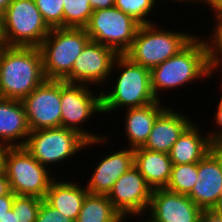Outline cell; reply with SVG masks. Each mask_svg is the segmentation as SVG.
I'll return each instance as SVG.
<instances>
[{
    "label": "cell",
    "instance_id": "obj_1",
    "mask_svg": "<svg viewBox=\"0 0 222 222\" xmlns=\"http://www.w3.org/2000/svg\"><path fill=\"white\" fill-rule=\"evenodd\" d=\"M211 77L208 42L197 34L176 55L150 70L151 89L157 100H162L158 96L162 90L171 91Z\"/></svg>",
    "mask_w": 222,
    "mask_h": 222
},
{
    "label": "cell",
    "instance_id": "obj_2",
    "mask_svg": "<svg viewBox=\"0 0 222 222\" xmlns=\"http://www.w3.org/2000/svg\"><path fill=\"white\" fill-rule=\"evenodd\" d=\"M45 80L40 48L1 46V98L22 101Z\"/></svg>",
    "mask_w": 222,
    "mask_h": 222
},
{
    "label": "cell",
    "instance_id": "obj_3",
    "mask_svg": "<svg viewBox=\"0 0 222 222\" xmlns=\"http://www.w3.org/2000/svg\"><path fill=\"white\" fill-rule=\"evenodd\" d=\"M117 70L115 83L108 90H101L102 116L119 108H140L156 101L151 89L150 70L134 63L125 55H118L112 71ZM122 70V71H121ZM121 72V73H119Z\"/></svg>",
    "mask_w": 222,
    "mask_h": 222
},
{
    "label": "cell",
    "instance_id": "obj_4",
    "mask_svg": "<svg viewBox=\"0 0 222 222\" xmlns=\"http://www.w3.org/2000/svg\"><path fill=\"white\" fill-rule=\"evenodd\" d=\"M107 137L88 141L74 129L58 127L31 131L24 147L43 166L52 168L81 150L107 142ZM89 146V147H87Z\"/></svg>",
    "mask_w": 222,
    "mask_h": 222
},
{
    "label": "cell",
    "instance_id": "obj_5",
    "mask_svg": "<svg viewBox=\"0 0 222 222\" xmlns=\"http://www.w3.org/2000/svg\"><path fill=\"white\" fill-rule=\"evenodd\" d=\"M196 34L173 32L156 23L140 25L128 51L124 54L134 63L151 70L182 50Z\"/></svg>",
    "mask_w": 222,
    "mask_h": 222
},
{
    "label": "cell",
    "instance_id": "obj_6",
    "mask_svg": "<svg viewBox=\"0 0 222 222\" xmlns=\"http://www.w3.org/2000/svg\"><path fill=\"white\" fill-rule=\"evenodd\" d=\"M1 168L5 171L15 195L44 199L50 183L56 178L51 175L55 174L52 168L41 165L25 147L3 148Z\"/></svg>",
    "mask_w": 222,
    "mask_h": 222
},
{
    "label": "cell",
    "instance_id": "obj_7",
    "mask_svg": "<svg viewBox=\"0 0 222 222\" xmlns=\"http://www.w3.org/2000/svg\"><path fill=\"white\" fill-rule=\"evenodd\" d=\"M90 40L85 28H51L39 47L46 79L64 80Z\"/></svg>",
    "mask_w": 222,
    "mask_h": 222
},
{
    "label": "cell",
    "instance_id": "obj_8",
    "mask_svg": "<svg viewBox=\"0 0 222 222\" xmlns=\"http://www.w3.org/2000/svg\"><path fill=\"white\" fill-rule=\"evenodd\" d=\"M2 18L4 46L39 48L51 30L34 0H12Z\"/></svg>",
    "mask_w": 222,
    "mask_h": 222
},
{
    "label": "cell",
    "instance_id": "obj_9",
    "mask_svg": "<svg viewBox=\"0 0 222 222\" xmlns=\"http://www.w3.org/2000/svg\"><path fill=\"white\" fill-rule=\"evenodd\" d=\"M140 25L132 16L114 6L93 10L85 30L92 41L113 49L118 55H124Z\"/></svg>",
    "mask_w": 222,
    "mask_h": 222
},
{
    "label": "cell",
    "instance_id": "obj_10",
    "mask_svg": "<svg viewBox=\"0 0 222 222\" xmlns=\"http://www.w3.org/2000/svg\"><path fill=\"white\" fill-rule=\"evenodd\" d=\"M98 113L102 114L100 91L96 95L88 85L61 80V127L76 130L88 141L97 140L103 136L81 126H85L83 123L92 119L93 114L98 116Z\"/></svg>",
    "mask_w": 222,
    "mask_h": 222
},
{
    "label": "cell",
    "instance_id": "obj_11",
    "mask_svg": "<svg viewBox=\"0 0 222 222\" xmlns=\"http://www.w3.org/2000/svg\"><path fill=\"white\" fill-rule=\"evenodd\" d=\"M22 103L31 131L61 127V80L46 79Z\"/></svg>",
    "mask_w": 222,
    "mask_h": 222
},
{
    "label": "cell",
    "instance_id": "obj_12",
    "mask_svg": "<svg viewBox=\"0 0 222 222\" xmlns=\"http://www.w3.org/2000/svg\"><path fill=\"white\" fill-rule=\"evenodd\" d=\"M118 54L111 48L90 40L74 61L71 73L63 80L67 83L97 86L112 83L113 64Z\"/></svg>",
    "mask_w": 222,
    "mask_h": 222
},
{
    "label": "cell",
    "instance_id": "obj_13",
    "mask_svg": "<svg viewBox=\"0 0 222 222\" xmlns=\"http://www.w3.org/2000/svg\"><path fill=\"white\" fill-rule=\"evenodd\" d=\"M152 189L135 166L122 174L107 195L113 207L124 217L147 213Z\"/></svg>",
    "mask_w": 222,
    "mask_h": 222
},
{
    "label": "cell",
    "instance_id": "obj_14",
    "mask_svg": "<svg viewBox=\"0 0 222 222\" xmlns=\"http://www.w3.org/2000/svg\"><path fill=\"white\" fill-rule=\"evenodd\" d=\"M222 192V147H214L198 162L197 181L187 195L203 212H211Z\"/></svg>",
    "mask_w": 222,
    "mask_h": 222
},
{
    "label": "cell",
    "instance_id": "obj_15",
    "mask_svg": "<svg viewBox=\"0 0 222 222\" xmlns=\"http://www.w3.org/2000/svg\"><path fill=\"white\" fill-rule=\"evenodd\" d=\"M146 215L156 222H200L203 211L187 196L167 189L152 190Z\"/></svg>",
    "mask_w": 222,
    "mask_h": 222
},
{
    "label": "cell",
    "instance_id": "obj_16",
    "mask_svg": "<svg viewBox=\"0 0 222 222\" xmlns=\"http://www.w3.org/2000/svg\"><path fill=\"white\" fill-rule=\"evenodd\" d=\"M106 154L96 164L91 178L84 185L90 194L108 195L116 180L134 166V149L121 148Z\"/></svg>",
    "mask_w": 222,
    "mask_h": 222
},
{
    "label": "cell",
    "instance_id": "obj_17",
    "mask_svg": "<svg viewBox=\"0 0 222 222\" xmlns=\"http://www.w3.org/2000/svg\"><path fill=\"white\" fill-rule=\"evenodd\" d=\"M30 132L22 101L0 97V145L24 147Z\"/></svg>",
    "mask_w": 222,
    "mask_h": 222
},
{
    "label": "cell",
    "instance_id": "obj_18",
    "mask_svg": "<svg viewBox=\"0 0 222 222\" xmlns=\"http://www.w3.org/2000/svg\"><path fill=\"white\" fill-rule=\"evenodd\" d=\"M184 114L168 107L157 117L143 148L169 154L173 144L193 122Z\"/></svg>",
    "mask_w": 222,
    "mask_h": 222
},
{
    "label": "cell",
    "instance_id": "obj_19",
    "mask_svg": "<svg viewBox=\"0 0 222 222\" xmlns=\"http://www.w3.org/2000/svg\"><path fill=\"white\" fill-rule=\"evenodd\" d=\"M162 103L158 100L144 107L126 109L123 116L127 147L136 149L145 145L157 117L167 108Z\"/></svg>",
    "mask_w": 222,
    "mask_h": 222
},
{
    "label": "cell",
    "instance_id": "obj_20",
    "mask_svg": "<svg viewBox=\"0 0 222 222\" xmlns=\"http://www.w3.org/2000/svg\"><path fill=\"white\" fill-rule=\"evenodd\" d=\"M198 126L193 121L173 144L169 152L172 164L198 163L214 148L209 135L201 134V127Z\"/></svg>",
    "mask_w": 222,
    "mask_h": 222
},
{
    "label": "cell",
    "instance_id": "obj_21",
    "mask_svg": "<svg viewBox=\"0 0 222 222\" xmlns=\"http://www.w3.org/2000/svg\"><path fill=\"white\" fill-rule=\"evenodd\" d=\"M134 166L152 190L166 188L172 168L169 154L143 147L136 148L134 149Z\"/></svg>",
    "mask_w": 222,
    "mask_h": 222
},
{
    "label": "cell",
    "instance_id": "obj_22",
    "mask_svg": "<svg viewBox=\"0 0 222 222\" xmlns=\"http://www.w3.org/2000/svg\"><path fill=\"white\" fill-rule=\"evenodd\" d=\"M55 178L49 186L44 200L53 208L62 212L74 222L79 215L83 201L89 193L81 184ZM60 181V182H59ZM84 187V188H83Z\"/></svg>",
    "mask_w": 222,
    "mask_h": 222
},
{
    "label": "cell",
    "instance_id": "obj_23",
    "mask_svg": "<svg viewBox=\"0 0 222 222\" xmlns=\"http://www.w3.org/2000/svg\"><path fill=\"white\" fill-rule=\"evenodd\" d=\"M75 222H124L107 195L88 193Z\"/></svg>",
    "mask_w": 222,
    "mask_h": 222
},
{
    "label": "cell",
    "instance_id": "obj_24",
    "mask_svg": "<svg viewBox=\"0 0 222 222\" xmlns=\"http://www.w3.org/2000/svg\"><path fill=\"white\" fill-rule=\"evenodd\" d=\"M198 176V163L172 164L171 176L165 189L188 195L193 189Z\"/></svg>",
    "mask_w": 222,
    "mask_h": 222
},
{
    "label": "cell",
    "instance_id": "obj_25",
    "mask_svg": "<svg viewBox=\"0 0 222 222\" xmlns=\"http://www.w3.org/2000/svg\"><path fill=\"white\" fill-rule=\"evenodd\" d=\"M92 13L89 0H64L63 27L85 28Z\"/></svg>",
    "mask_w": 222,
    "mask_h": 222
},
{
    "label": "cell",
    "instance_id": "obj_26",
    "mask_svg": "<svg viewBox=\"0 0 222 222\" xmlns=\"http://www.w3.org/2000/svg\"><path fill=\"white\" fill-rule=\"evenodd\" d=\"M156 3L157 0H115L114 6L144 25L153 23L149 17L156 10Z\"/></svg>",
    "mask_w": 222,
    "mask_h": 222
},
{
    "label": "cell",
    "instance_id": "obj_27",
    "mask_svg": "<svg viewBox=\"0 0 222 222\" xmlns=\"http://www.w3.org/2000/svg\"><path fill=\"white\" fill-rule=\"evenodd\" d=\"M42 201V198L36 196L15 195L12 209L18 222H36Z\"/></svg>",
    "mask_w": 222,
    "mask_h": 222
},
{
    "label": "cell",
    "instance_id": "obj_28",
    "mask_svg": "<svg viewBox=\"0 0 222 222\" xmlns=\"http://www.w3.org/2000/svg\"><path fill=\"white\" fill-rule=\"evenodd\" d=\"M50 28L63 27L64 0H34Z\"/></svg>",
    "mask_w": 222,
    "mask_h": 222
},
{
    "label": "cell",
    "instance_id": "obj_29",
    "mask_svg": "<svg viewBox=\"0 0 222 222\" xmlns=\"http://www.w3.org/2000/svg\"><path fill=\"white\" fill-rule=\"evenodd\" d=\"M214 29V30H212ZM211 29L209 35L210 38H207L208 47H209V68L211 76H214L216 70L222 68V22L215 23L214 27ZM220 68V69H218Z\"/></svg>",
    "mask_w": 222,
    "mask_h": 222
},
{
    "label": "cell",
    "instance_id": "obj_30",
    "mask_svg": "<svg viewBox=\"0 0 222 222\" xmlns=\"http://www.w3.org/2000/svg\"><path fill=\"white\" fill-rule=\"evenodd\" d=\"M36 222H74L62 212L51 207L44 199L38 210Z\"/></svg>",
    "mask_w": 222,
    "mask_h": 222
},
{
    "label": "cell",
    "instance_id": "obj_31",
    "mask_svg": "<svg viewBox=\"0 0 222 222\" xmlns=\"http://www.w3.org/2000/svg\"><path fill=\"white\" fill-rule=\"evenodd\" d=\"M217 103V108L214 114L215 116L213 118L215 126L217 125L216 128L219 129H215L214 131L211 130V132H208L206 134L209 135L213 147H222V95L220 96V99L219 101H217Z\"/></svg>",
    "mask_w": 222,
    "mask_h": 222
},
{
    "label": "cell",
    "instance_id": "obj_32",
    "mask_svg": "<svg viewBox=\"0 0 222 222\" xmlns=\"http://www.w3.org/2000/svg\"><path fill=\"white\" fill-rule=\"evenodd\" d=\"M15 194L11 192L8 195L0 197V219H2L7 211L12 209Z\"/></svg>",
    "mask_w": 222,
    "mask_h": 222
},
{
    "label": "cell",
    "instance_id": "obj_33",
    "mask_svg": "<svg viewBox=\"0 0 222 222\" xmlns=\"http://www.w3.org/2000/svg\"><path fill=\"white\" fill-rule=\"evenodd\" d=\"M12 192L9 179L5 171L0 167V197Z\"/></svg>",
    "mask_w": 222,
    "mask_h": 222
},
{
    "label": "cell",
    "instance_id": "obj_34",
    "mask_svg": "<svg viewBox=\"0 0 222 222\" xmlns=\"http://www.w3.org/2000/svg\"><path fill=\"white\" fill-rule=\"evenodd\" d=\"M93 10L106 9L114 7L115 0H89Z\"/></svg>",
    "mask_w": 222,
    "mask_h": 222
},
{
    "label": "cell",
    "instance_id": "obj_35",
    "mask_svg": "<svg viewBox=\"0 0 222 222\" xmlns=\"http://www.w3.org/2000/svg\"><path fill=\"white\" fill-rule=\"evenodd\" d=\"M209 8L216 19L213 24L222 22V0H215Z\"/></svg>",
    "mask_w": 222,
    "mask_h": 222
},
{
    "label": "cell",
    "instance_id": "obj_36",
    "mask_svg": "<svg viewBox=\"0 0 222 222\" xmlns=\"http://www.w3.org/2000/svg\"><path fill=\"white\" fill-rule=\"evenodd\" d=\"M0 222H18L16 214L13 213V209L7 211L6 215L0 219Z\"/></svg>",
    "mask_w": 222,
    "mask_h": 222
},
{
    "label": "cell",
    "instance_id": "obj_37",
    "mask_svg": "<svg viewBox=\"0 0 222 222\" xmlns=\"http://www.w3.org/2000/svg\"><path fill=\"white\" fill-rule=\"evenodd\" d=\"M211 212L217 217L222 219V192H221V196L219 198L218 203L216 204V206L213 208Z\"/></svg>",
    "mask_w": 222,
    "mask_h": 222
},
{
    "label": "cell",
    "instance_id": "obj_38",
    "mask_svg": "<svg viewBox=\"0 0 222 222\" xmlns=\"http://www.w3.org/2000/svg\"><path fill=\"white\" fill-rule=\"evenodd\" d=\"M200 222H214V214L212 212H203Z\"/></svg>",
    "mask_w": 222,
    "mask_h": 222
},
{
    "label": "cell",
    "instance_id": "obj_39",
    "mask_svg": "<svg viewBox=\"0 0 222 222\" xmlns=\"http://www.w3.org/2000/svg\"><path fill=\"white\" fill-rule=\"evenodd\" d=\"M4 45V33H3V18L0 12V46Z\"/></svg>",
    "mask_w": 222,
    "mask_h": 222
},
{
    "label": "cell",
    "instance_id": "obj_40",
    "mask_svg": "<svg viewBox=\"0 0 222 222\" xmlns=\"http://www.w3.org/2000/svg\"><path fill=\"white\" fill-rule=\"evenodd\" d=\"M11 2L12 0H0V12L3 13Z\"/></svg>",
    "mask_w": 222,
    "mask_h": 222
},
{
    "label": "cell",
    "instance_id": "obj_41",
    "mask_svg": "<svg viewBox=\"0 0 222 222\" xmlns=\"http://www.w3.org/2000/svg\"><path fill=\"white\" fill-rule=\"evenodd\" d=\"M134 216V218H136V217H139L138 219H137V221L140 219V222H141V219H142V217H143V214H132V215H129V216H126V217H124V222H125V219H131V217H133ZM140 216H141V218H140ZM150 219V220H149ZM143 222H156V221H154L151 217L150 218H148L147 220H145V221H143Z\"/></svg>",
    "mask_w": 222,
    "mask_h": 222
},
{
    "label": "cell",
    "instance_id": "obj_42",
    "mask_svg": "<svg viewBox=\"0 0 222 222\" xmlns=\"http://www.w3.org/2000/svg\"><path fill=\"white\" fill-rule=\"evenodd\" d=\"M214 1L215 0H191V3H193V2H194V4H196L195 2H197V4L198 3H200V4L203 3L204 6L206 4V6L208 5L210 7Z\"/></svg>",
    "mask_w": 222,
    "mask_h": 222
},
{
    "label": "cell",
    "instance_id": "obj_43",
    "mask_svg": "<svg viewBox=\"0 0 222 222\" xmlns=\"http://www.w3.org/2000/svg\"><path fill=\"white\" fill-rule=\"evenodd\" d=\"M168 1H170V0H168ZM173 1H177V2H179V3H185V2H187V3H191V0H171L170 2H173ZM157 2L159 3V1L157 0Z\"/></svg>",
    "mask_w": 222,
    "mask_h": 222
},
{
    "label": "cell",
    "instance_id": "obj_44",
    "mask_svg": "<svg viewBox=\"0 0 222 222\" xmlns=\"http://www.w3.org/2000/svg\"><path fill=\"white\" fill-rule=\"evenodd\" d=\"M214 222H222V219L214 215Z\"/></svg>",
    "mask_w": 222,
    "mask_h": 222
},
{
    "label": "cell",
    "instance_id": "obj_45",
    "mask_svg": "<svg viewBox=\"0 0 222 222\" xmlns=\"http://www.w3.org/2000/svg\"><path fill=\"white\" fill-rule=\"evenodd\" d=\"M2 150H3V147L0 145V167H1V154H2Z\"/></svg>",
    "mask_w": 222,
    "mask_h": 222
}]
</instances>
